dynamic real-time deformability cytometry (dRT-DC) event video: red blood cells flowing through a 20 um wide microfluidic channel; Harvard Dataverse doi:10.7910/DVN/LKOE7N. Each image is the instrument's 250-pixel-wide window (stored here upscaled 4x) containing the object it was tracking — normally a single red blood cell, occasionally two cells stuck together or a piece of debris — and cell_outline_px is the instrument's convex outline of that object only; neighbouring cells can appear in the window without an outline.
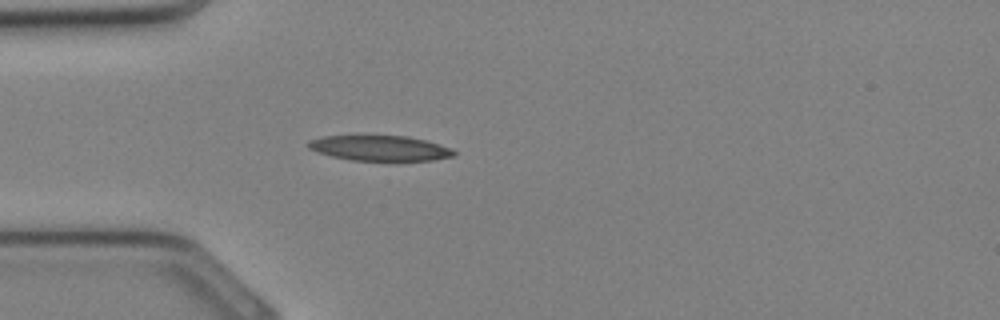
{"species": "Egyptian fruit bat (a non-hibernating species)", "species_latin": "Rousettus aegyptiacus", "temperature_condition": "cold", "stored_images_in_passage": 30, "camera_frame_rate_fps": 3000, "um_per_image_px": 0.085, "animal": {"sex": "female"}, "frame": {"image": 1, "passage_image": 6, "time_ms": 1.667, "image_size_px": [1000, 320], "cell_outline_px": [[456, 152], [452, 156], [432, 160], [352, 160], [332, 156], [316, 152], [308, 148], [304, 144], [308, 140], [324, 136], [408, 136], [440, 144], [452, 148]], "centroid_in_image_um": [32.24, 12.58], "position_along_channel_um": 52.8, "area_um2": 21.33}}
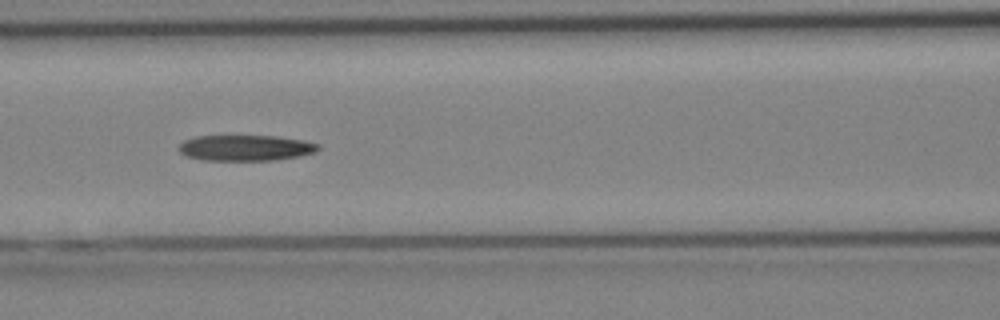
{"frame": {"image": 2, "passage_image": 11, "time_ms": 3.333, "image_size_px": [1000, 320], "cell_outline_px": [[320, 148], [316, 152], [300, 156], [272, 160], [204, 160], [188, 156], [180, 152], [180, 144], [184, 140], [196, 136], [276, 136], [304, 140], [320, 144]], "centroid_in_image_um": [20.92, 12.56], "position_along_channel_um": 145.7, "area_um2": 20.87}}
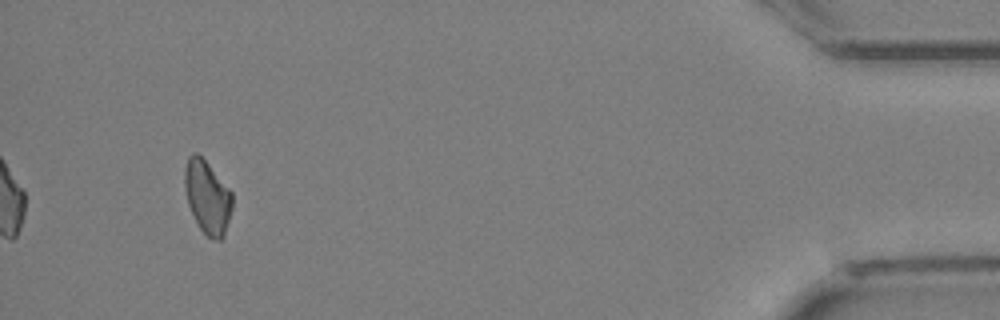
{"frame": {"image": 3, "passage_image": 28, "time_ms": 9.0, "image_size_px": [1000, 320], "cell_outline_px": [[232, 208], [224, 236], [220, 240], [212, 240], [200, 228], [188, 204], [184, 188], [184, 168], [188, 156], [192, 152], [196, 152], [208, 164], [232, 192]], "centroid_in_image_um": [17.61, 16.74], "position_along_channel_um": 417.6, "area_um2": 20.17}}